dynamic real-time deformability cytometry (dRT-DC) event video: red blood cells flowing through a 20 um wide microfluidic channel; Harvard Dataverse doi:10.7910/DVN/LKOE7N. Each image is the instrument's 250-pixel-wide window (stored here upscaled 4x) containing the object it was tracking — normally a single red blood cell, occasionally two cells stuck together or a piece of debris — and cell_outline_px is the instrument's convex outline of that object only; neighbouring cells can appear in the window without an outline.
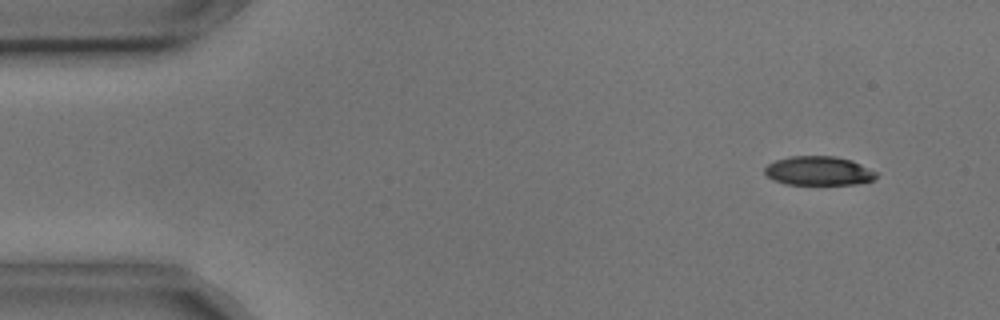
{"species": "common noctule bat (a hibernating species)", "species_latin": "Nyctalus noctula", "temperature_condition": "cold", "stored_images_in_passage": 52, "camera_frame_rate_fps": 3000, "um_per_image_px": 0.085, "animal": {"sex": "male", "body_mass_g": 17.9, "forearm_length_mm": 54.2}, "frame": {"image": 1, "passage_image": 2, "time_ms": 0.333, "image_size_px": [1000, 320], "cell_outline_px": [[876, 176], [872, 180], [856, 184], [784, 184], [772, 180], [764, 172], [764, 168], [768, 164], [776, 160], [788, 156], [836, 156], [852, 160], [876, 172]], "centroid_in_image_um": [69.54, 14.52], "position_along_channel_um": 15.5, "area_um2": 18.84}}
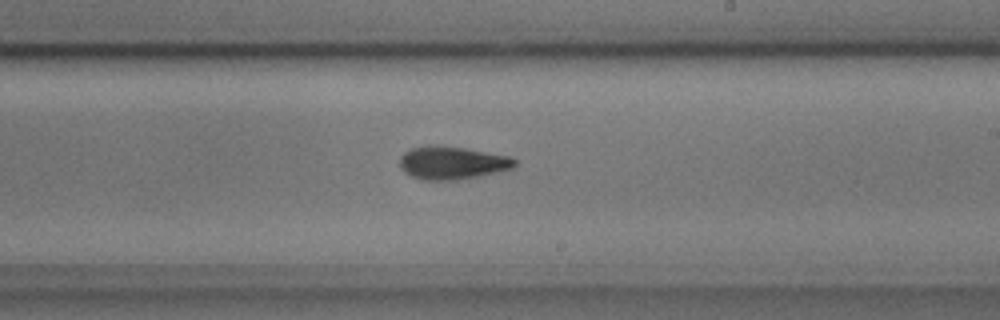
{"frame": {"image": 2, "passage_image": 29, "time_ms": 9.333, "image_size_px": [1000, 320], "cell_outline_px": [[516, 164], [512, 168], [480, 176], [460, 180], [424, 180], [412, 176], [404, 172], [400, 168], [400, 156], [404, 152], [412, 148], [428, 144], [464, 148], [512, 156], [516, 160]], "centroid_in_image_um": [38.43, 13.84], "position_along_channel_um": 250.6, "area_um2": 22.25}}
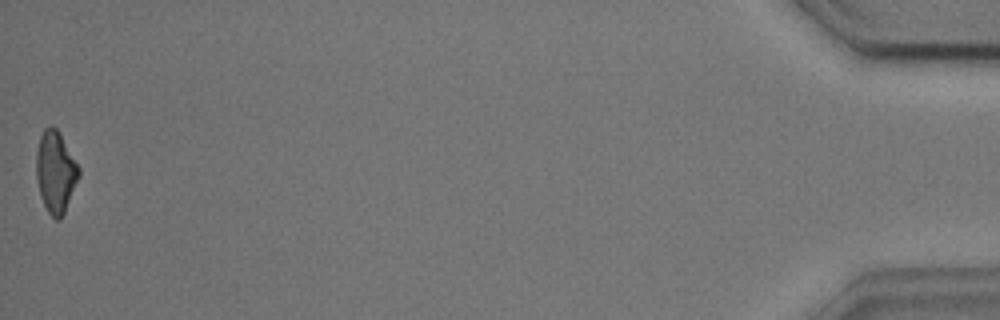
{"frame": {"image": 3, "passage_image": 52, "time_ms": 17.0, "image_size_px": [1000, 320], "cell_outline_px": [[80, 176], [64, 212], [60, 220], [56, 220], [48, 212], [40, 196], [36, 180], [36, 152], [40, 136], [44, 128], [52, 124], [56, 128], [80, 168]], "centroid_in_image_um": [4.71, 14.61], "position_along_channel_um": 430.5, "area_um2": 20.17}, "authors_computed_cell_mechanics": {"area_um2": 20.7791, "velocity_mm_per_s": 3.6343, "shape_relaxation_time_tau1_ms": 2.946, "shape_relaxation_time_tau2_ms": 3.5641, "deformation_change_tau1": 0.1455, "deformation_change_tau2": 0.125}}